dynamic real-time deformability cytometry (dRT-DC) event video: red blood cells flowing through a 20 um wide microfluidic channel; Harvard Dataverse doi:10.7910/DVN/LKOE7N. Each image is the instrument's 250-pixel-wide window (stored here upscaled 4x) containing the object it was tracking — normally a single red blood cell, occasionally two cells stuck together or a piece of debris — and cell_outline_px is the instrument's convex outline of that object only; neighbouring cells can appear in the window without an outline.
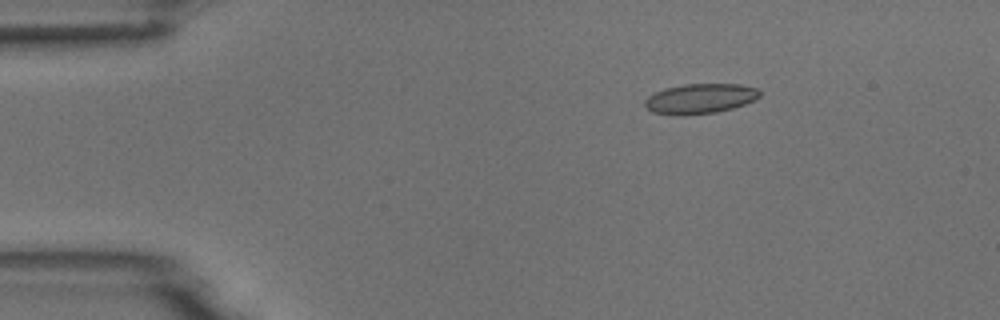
{"species": "common noctule bat (a hibernating species)", "species_latin": "Nyctalus noctula", "temperature_condition": "room temperature", "stored_images_in_passage": 4, "camera_frame_rate_fps": 3000, "um_per_image_px": 0.085, "animal": {"sex": "male", "body_mass_g": 18.8}, "frame": {"image": 1, "passage_image": 2, "time_ms": 1.0, "image_size_px": [1000, 320], "cell_outline_px": [[760, 96], [744, 104], [732, 108], [716, 112], [684, 116], [676, 116], [652, 112], [644, 104], [644, 100], [648, 96], [664, 88], [684, 84], [740, 84], [756, 88], [760, 92]], "centroid_in_image_um": [59.47, 8.39], "position_along_channel_um": 25.5, "area_um2": 20.11}}